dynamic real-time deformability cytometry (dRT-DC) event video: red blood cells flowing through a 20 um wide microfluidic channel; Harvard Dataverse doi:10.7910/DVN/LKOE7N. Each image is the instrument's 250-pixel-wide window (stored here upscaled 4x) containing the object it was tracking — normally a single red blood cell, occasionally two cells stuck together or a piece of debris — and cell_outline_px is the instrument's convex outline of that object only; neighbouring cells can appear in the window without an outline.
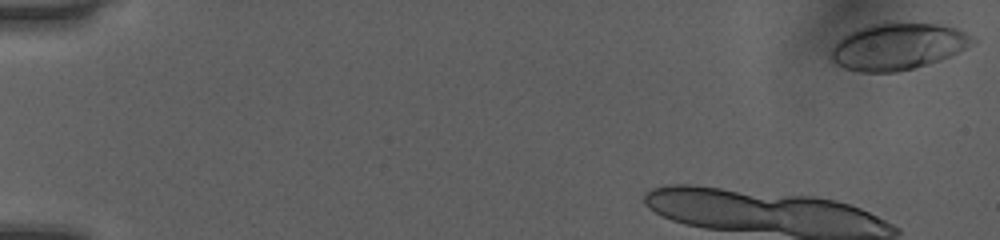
{"species": "human", "species_latin": "Homo sapiens", "temperature_condition": "room temperature", "stored_images_in_passage": 9, "camera_frame_rate_fps": 3000, "um_per_image_px": 0.085, "donor": {"sex": "female"}, "frame": {"image": 1, "passage_image": 1, "time_ms": 0.0, "image_size_px": [1000, 240], "cell_outline_px": [[976, 44], [940, 60], [928, 64], [896, 72], [860, 72], [844, 68], [828, 60], [828, 52], [844, 36], [860, 28], [872, 24], [940, 24], [956, 28], [972, 36], [976, 40]], "centroid_in_image_um": [76.31, 3.98], "position_along_channel_um": 8.7, "area_um2": 38.21}}